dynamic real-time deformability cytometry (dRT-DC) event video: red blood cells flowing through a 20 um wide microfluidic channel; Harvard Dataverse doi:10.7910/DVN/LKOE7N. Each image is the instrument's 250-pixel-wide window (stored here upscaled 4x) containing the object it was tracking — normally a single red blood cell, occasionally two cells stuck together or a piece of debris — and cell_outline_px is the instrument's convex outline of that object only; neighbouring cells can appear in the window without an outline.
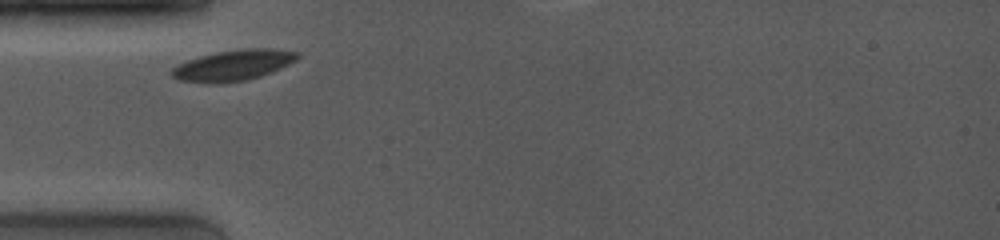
{"species": "common noctule bat (a hibernating species)", "species_latin": "Nyctalus noctula", "temperature_condition": "room temperature", "stored_images_in_passage": 5, "camera_frame_rate_fps": 4000, "um_per_image_px": 0.085, "animal": {"sex": "female", "body_mass_g": 19.0, "forearm_length_mm": 53.3}, "frame": {"image": 1, "passage_image": 1, "time_ms": 0.0, "image_size_px": [1000, 240], "cell_outline_px": [[300, 56], [296, 60], [280, 68], [260, 76], [244, 80], [208, 84], [180, 80], [172, 76], [168, 72], [172, 68], [188, 60], [200, 56], [216, 52], [244, 48], [272, 48], [300, 52]], "centroid_in_image_um": [19.82, 5.54], "position_along_channel_um": 65.2, "area_um2": 22.43}}